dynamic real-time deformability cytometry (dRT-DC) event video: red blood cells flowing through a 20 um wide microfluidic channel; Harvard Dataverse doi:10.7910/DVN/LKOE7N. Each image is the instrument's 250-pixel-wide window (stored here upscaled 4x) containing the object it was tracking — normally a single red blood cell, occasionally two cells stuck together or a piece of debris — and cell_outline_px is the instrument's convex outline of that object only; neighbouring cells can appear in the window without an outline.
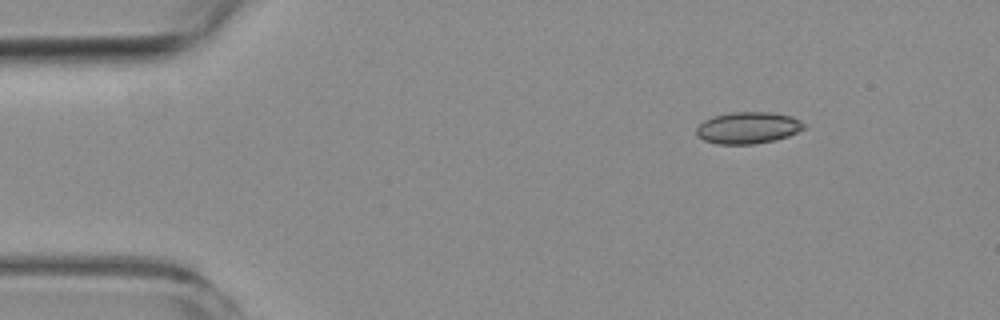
{"species": "common noctule bat (a hibernating species)", "species_latin": "Nyctalus noctula", "temperature_condition": "room temperature", "stored_images_in_passage": 4, "camera_frame_rate_fps": 3000, "um_per_image_px": 0.085, "animal": {"sex": "female", "body_mass_g": 19.3, "forearm_length_mm": 54.1}, "frame": {"image": 1, "passage_image": 1, "time_ms": 0.0, "image_size_px": [1000, 320], "cell_outline_px": [[808, 124], [804, 128], [788, 136], [772, 140], [752, 144], [716, 144], [704, 140], [696, 136], [696, 128], [704, 120], [712, 116], [732, 112], [768, 112], [792, 116]], "centroid_in_image_um": [63.56, 10.85], "position_along_channel_um": 21.4, "area_um2": 19.88}}